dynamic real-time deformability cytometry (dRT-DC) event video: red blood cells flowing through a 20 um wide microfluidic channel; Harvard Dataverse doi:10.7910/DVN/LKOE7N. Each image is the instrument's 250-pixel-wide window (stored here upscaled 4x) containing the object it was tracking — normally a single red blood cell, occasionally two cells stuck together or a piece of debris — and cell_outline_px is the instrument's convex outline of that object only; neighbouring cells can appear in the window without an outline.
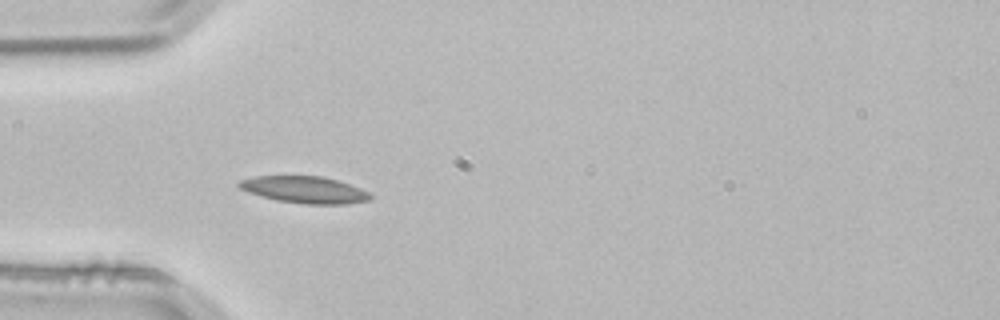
{"species": "common noctule bat (a hibernating species)", "species_latin": "Nyctalus noctula", "temperature_condition": "room temperature", "stored_images_in_passage": 3, "camera_frame_rate_fps": 3000, "um_per_image_px": 0.085, "animal": {"sex": "male", "body_mass_g": 21.5, "forearm_length_mm": 52.0}, "frame": {"image": 1, "passage_image": 3, "time_ms": 0.667, "image_size_px": [1000, 320], "cell_outline_px": [[372, 200], [348, 204], [304, 204], [276, 200], [260, 196], [248, 192], [240, 188], [236, 184], [240, 180], [256, 176], [324, 176], [360, 188], [368, 192], [372, 196]], "centroid_in_image_um": [25.89, 16.13], "position_along_channel_um": 59.1, "area_um2": 20.58}}